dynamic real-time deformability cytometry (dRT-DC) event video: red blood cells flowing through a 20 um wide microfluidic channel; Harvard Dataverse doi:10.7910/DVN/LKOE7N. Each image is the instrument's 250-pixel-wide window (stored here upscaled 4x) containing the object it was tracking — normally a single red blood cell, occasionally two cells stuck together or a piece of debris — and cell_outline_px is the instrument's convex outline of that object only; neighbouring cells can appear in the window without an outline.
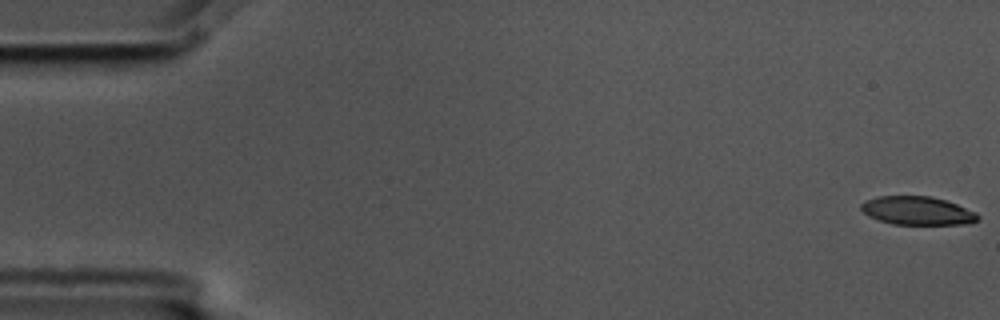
{"species": "common noctule bat (a hibernating species)", "species_latin": "Nyctalus noctula", "temperature_condition": "cold", "stored_images_in_passage": 56, "camera_frame_rate_fps": 3000, "um_per_image_px": 0.085, "animal": {"sex": "male", "body_mass_g": 17.5, "forearm_length_mm": 52.3}, "frame": {"image": 1, "passage_image": 1, "time_ms": 0.0, "image_size_px": [1000, 320], "cell_outline_px": [[980, 220], [968, 224], [892, 224], [868, 216], [860, 208], [860, 204], [876, 196], [932, 196], [956, 204], [976, 212], [980, 216]], "centroid_in_image_um": [78.0, 17.91], "position_along_channel_um": 7.0, "area_um2": 19.31}}
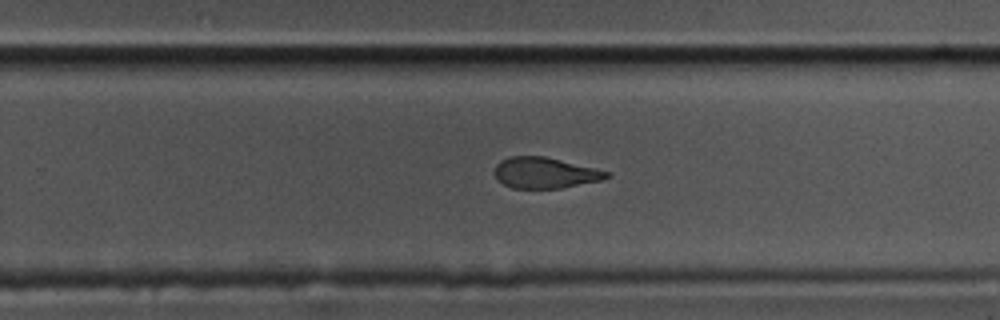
{"frame": {"image": 2, "passage_image": 36, "time_ms": 11.667, "image_size_px": [1000, 320], "cell_outline_px": [[612, 176], [600, 180], [560, 188], [512, 188], [504, 184], [492, 172], [496, 164], [500, 160], [508, 156], [544, 156], [608, 172]], "centroid_in_image_um": [46.25, 14.68], "position_along_channel_um": 283.6, "area_um2": 19.88}}
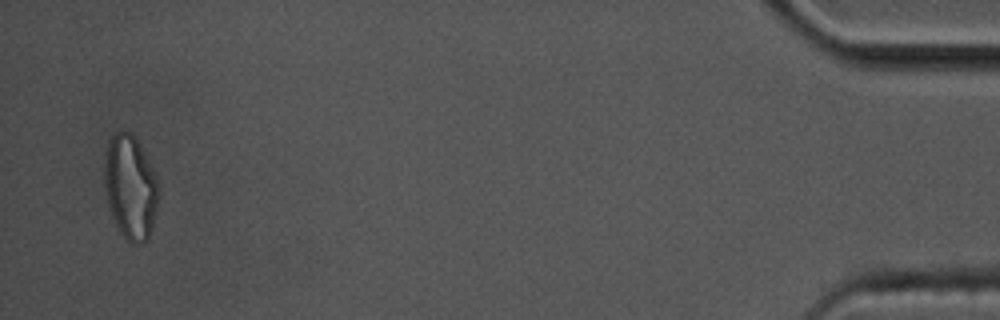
{"frame": {"image": 3, "passage_image": 55, "time_ms": 18.0, "image_size_px": [1000, 320], "cell_outline_px": [[160, 196], [152, 228], [148, 240], [144, 244], [132, 244], [120, 232], [112, 216], [108, 204], [104, 184], [104, 160], [108, 140], [112, 132], [124, 128], [132, 132], [152, 168], [160, 184]], "centroid_in_image_um": [11.09, 15.89], "position_along_channel_um": 424.1, "area_um2": 33.52}, "authors_computed_cell_mechanics": {"area_um2": 21.9062, "velocity_mm_per_s": 3.5752, "shape_relaxation_time_tau1_ms": 6.9145, "shape_relaxation_time_tau2_ms": 2.1782, "deformation_change_tau1": 0.1851, "deformation_change_tau2": 0.0906}}